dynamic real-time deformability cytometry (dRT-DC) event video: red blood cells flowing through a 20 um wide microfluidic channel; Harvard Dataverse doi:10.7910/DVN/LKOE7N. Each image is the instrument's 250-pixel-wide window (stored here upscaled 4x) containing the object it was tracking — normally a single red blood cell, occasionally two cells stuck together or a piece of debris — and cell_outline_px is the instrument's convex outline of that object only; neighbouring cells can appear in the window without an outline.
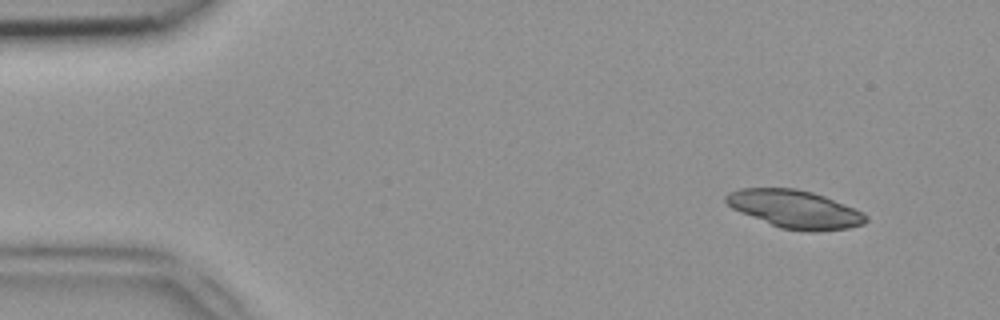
{"species": "common noctule bat (a hibernating species)", "species_latin": "Nyctalus noctula", "temperature_condition": "room temperature", "stored_images_in_passage": 48, "camera_frame_rate_fps": 3000, "um_per_image_px": 0.085, "animal": {"sex": "female", "body_mass_g": 18.4}, "frame": {"image": 1, "passage_image": 4, "time_ms": 1.0, "image_size_px": [1000, 320], "cell_outline_px": [[868, 220], [864, 224], [848, 228], [816, 232], [812, 232], [780, 228], [740, 212], [732, 208], [724, 200], [724, 196], [728, 192], [740, 188], [796, 188], [812, 192], [824, 196], [864, 212], [868, 216]], "centroid_in_image_um": [67.57, 17.78], "position_along_channel_um": 17.4, "area_um2": 31.04}}
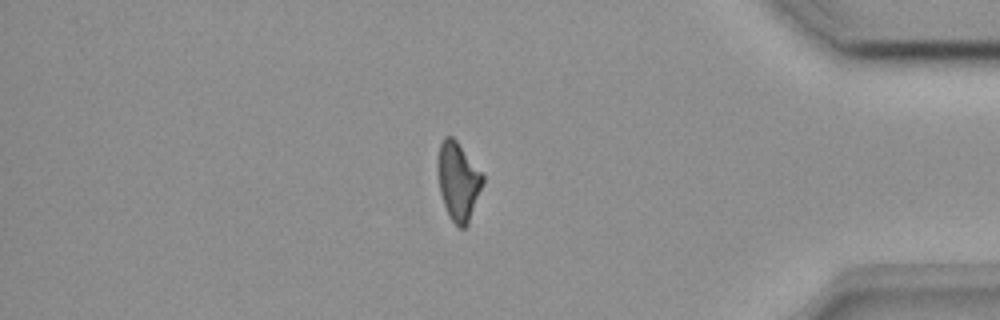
{"frame": {"image": 2, "passage_image": 48, "time_ms": 15.667, "image_size_px": [1000, 320], "cell_outline_px": [[484, 184], [468, 224], [464, 228], [460, 228], [448, 216], [440, 192], [436, 168], [436, 160], [440, 144], [444, 136], [452, 136], [456, 140], [484, 176]], "centroid_in_image_um": [38.93, 15.4], "position_along_channel_um": 396.3, "area_um2": 20.69}}